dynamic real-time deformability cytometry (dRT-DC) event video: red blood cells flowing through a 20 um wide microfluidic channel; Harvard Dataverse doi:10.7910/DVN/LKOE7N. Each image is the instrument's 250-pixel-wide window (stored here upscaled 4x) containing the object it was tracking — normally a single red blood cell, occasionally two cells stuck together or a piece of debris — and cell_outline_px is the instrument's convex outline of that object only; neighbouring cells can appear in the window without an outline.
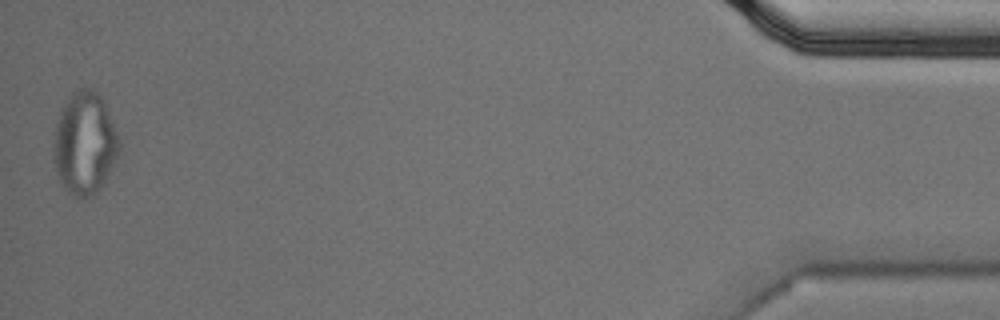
{"species": "Egyptian fruit bat (a non-hibernating species)", "species_latin": "Rousettus aegyptiacus", "temperature_condition": "cold", "stored_images_in_passage": 56, "camera_frame_rate_fps": 3000, "um_per_image_px": 0.085, "animal": {"sex": "male"}, "frame": {"image": 1, "passage_image": 56, "time_ms": 18.333, "image_size_px": [1000, 320], "cell_outline_px": [[120, 148], [100, 188], [92, 196], [84, 200], [68, 192], [64, 188], [56, 172], [52, 148], [52, 144], [56, 124], [60, 112], [72, 92], [80, 88], [88, 88], [96, 92], [104, 100], [120, 140]], "centroid_in_image_um": [7.17, 12.19], "position_along_channel_um": 428.0, "area_um2": 38.96}, "authors_computed_cell_mechanics": {"area_um2": 21.9062, "velocity_mm_per_s": 3.546, "shape_relaxation_time_tau1_ms": null, "shape_relaxation_time_tau2_ms": 2.8195, "deformation_change_tau1": null, "deformation_change_tau2": 0.0858}}